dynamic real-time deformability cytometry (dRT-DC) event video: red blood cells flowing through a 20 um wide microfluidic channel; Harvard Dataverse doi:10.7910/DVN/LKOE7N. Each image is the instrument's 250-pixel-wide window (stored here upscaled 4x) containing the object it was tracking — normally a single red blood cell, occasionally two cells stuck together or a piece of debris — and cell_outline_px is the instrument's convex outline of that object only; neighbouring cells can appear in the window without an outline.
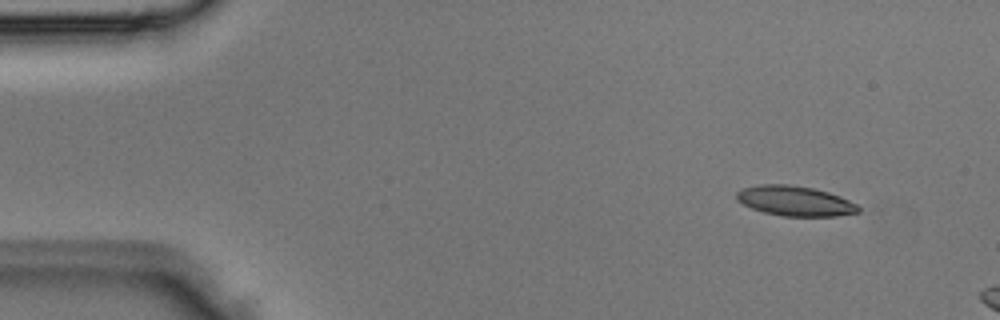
{"species": "Egyptian fruit bat (a non-hibernating species)", "species_latin": "Rousettus aegyptiacus", "temperature_condition": "room temperature", "stored_images_in_passage": 3, "camera_frame_rate_fps": 3000, "um_per_image_px": 0.085, "animal": {"sex": "male"}, "frame": {"image": 1, "passage_image": 1, "time_ms": 0.0, "image_size_px": [1000, 320], "cell_outline_px": [[860, 212], [836, 216], [784, 216], [764, 212], [752, 208], [736, 200], [736, 192], [744, 188], [760, 184], [788, 184], [812, 188], [828, 192], [840, 196], [856, 204], [860, 208]], "centroid_in_image_um": [67.58, 17.08], "position_along_channel_um": 17.4, "area_um2": 21.15}}